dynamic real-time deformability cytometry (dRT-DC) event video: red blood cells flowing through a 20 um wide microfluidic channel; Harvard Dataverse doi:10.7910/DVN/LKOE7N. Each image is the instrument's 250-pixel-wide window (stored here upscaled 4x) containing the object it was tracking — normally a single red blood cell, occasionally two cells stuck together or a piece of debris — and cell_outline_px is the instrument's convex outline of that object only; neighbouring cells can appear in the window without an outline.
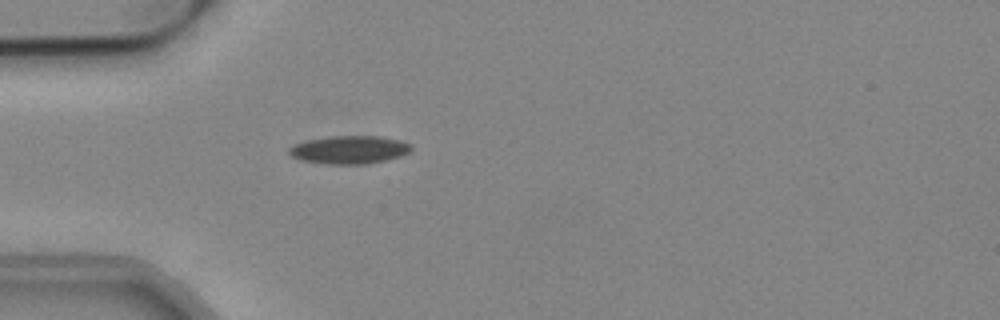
{"species": "common noctule bat (a hibernating species)", "species_latin": "Nyctalus noctula", "temperature_condition": "cold", "stored_images_in_passage": 18, "camera_frame_rate_fps": 3000, "um_per_image_px": 0.085, "animal": {"sex": "male", "body_mass_g": 19.2, "forearm_length_mm": 51.8}, "frame": {"image": 1, "passage_image": 1, "time_ms": 0.0, "image_size_px": [1000, 320], "cell_outline_px": [[412, 148], [408, 152], [400, 156], [384, 160], [364, 164], [328, 164], [300, 160], [292, 156], [288, 152], [288, 148], [296, 144], [308, 140], [332, 136], [380, 136], [400, 140], [412, 144]], "centroid_in_image_um": [29.7, 12.72], "position_along_channel_um": 55.3, "area_um2": 19.83}}
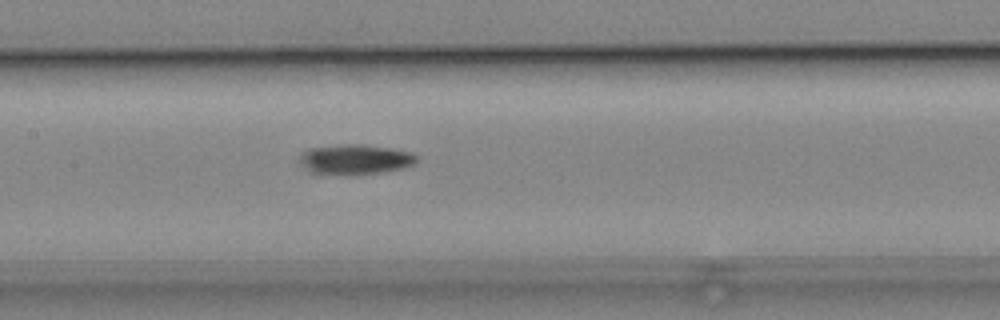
{"frame": {"image": 2, "passage_image": 11, "time_ms": 3.333, "image_size_px": [1000, 320], "cell_outline_px": [[420, 160], [404, 168], [384, 172], [352, 176], [344, 176], [316, 172], [308, 168], [304, 164], [304, 152], [312, 148], [344, 144], [356, 144], [392, 148], [412, 152]], "centroid_in_image_um": [30.34, 13.57], "position_along_channel_um": 177.1, "area_um2": 20.17}}
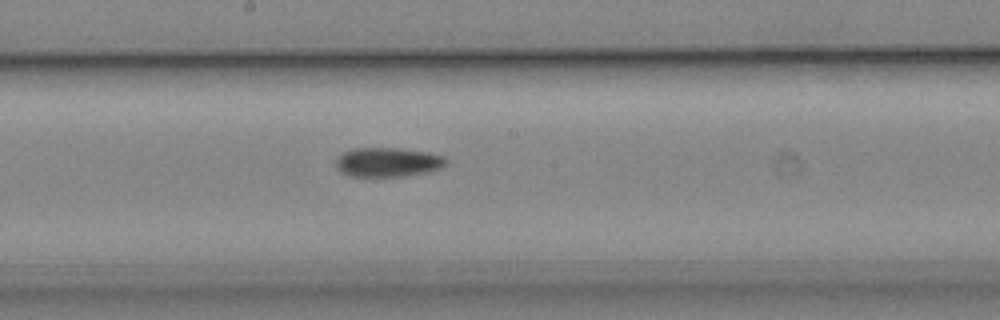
{"frame": {"image": 3, "passage_image": 14, "time_ms": 4.333, "image_size_px": [1000, 320], "cell_outline_px": [[448, 164], [440, 168], [428, 172], [404, 176], [352, 176], [340, 172], [336, 168], [336, 156], [340, 152], [352, 148], [400, 148], [428, 152], [444, 156], [448, 160]], "centroid_in_image_um": [32.95, 13.77], "position_along_channel_um": 215.3, "area_um2": 19.13}}